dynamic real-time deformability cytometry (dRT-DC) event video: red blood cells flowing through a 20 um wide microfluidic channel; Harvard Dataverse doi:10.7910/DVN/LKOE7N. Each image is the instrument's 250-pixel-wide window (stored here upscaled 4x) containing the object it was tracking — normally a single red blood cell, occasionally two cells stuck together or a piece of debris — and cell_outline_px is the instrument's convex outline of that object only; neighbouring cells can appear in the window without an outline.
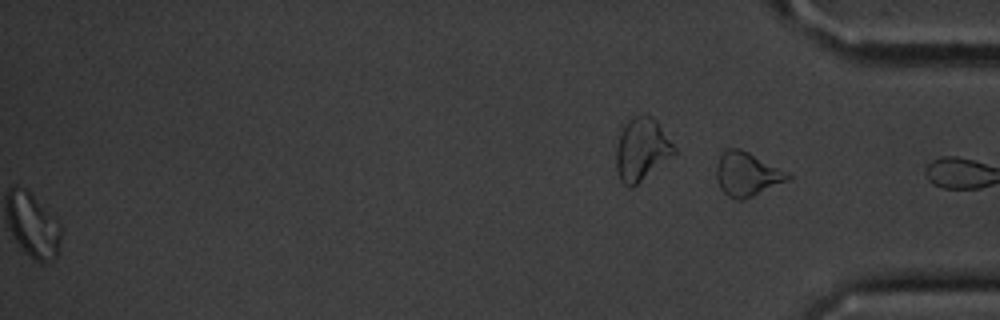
{"species": "common noctule bat (a hibernating species)", "species_latin": "Nyctalus noctula", "temperature_condition": "cold", "stored_images_in_passage": 55, "segment_of_instrument_passage": [2, 2], "camera_frame_rate_fps": 3000, "um_per_image_px": 0.085, "animal": {"sex": "male", "body_mass_g": 20.1, "forearm_length_mm": 53.5}, "frame": {"image": 1, "passage_image": 55, "time_ms": 18.0, "image_size_px": [1000, 320], "cell_outline_px": [[792, 176], [788, 180], [744, 200], [736, 200], [728, 196], [720, 188], [716, 176], [716, 164], [720, 156], [728, 148], [740, 148], [788, 172]], "centroid_in_image_um": [63.48, 14.81], "position_along_channel_um": 371.7, "area_um2": 18.15}}